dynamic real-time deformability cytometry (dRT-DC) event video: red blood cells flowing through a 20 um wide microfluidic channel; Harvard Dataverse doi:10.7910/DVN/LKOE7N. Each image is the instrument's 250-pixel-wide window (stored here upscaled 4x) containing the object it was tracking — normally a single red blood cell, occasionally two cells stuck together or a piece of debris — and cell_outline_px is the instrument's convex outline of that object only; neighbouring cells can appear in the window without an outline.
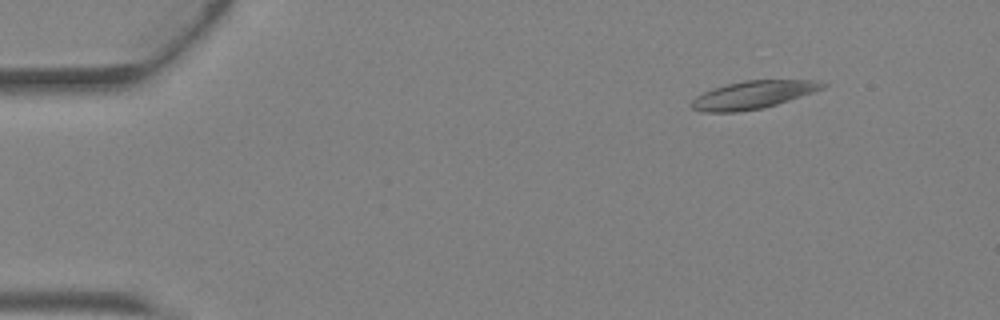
{"species": "Egyptian fruit bat (a non-hibernating species)", "species_latin": "Rousettus aegyptiacus", "temperature_condition": "warm", "stored_images_in_passage": 23, "camera_frame_rate_fps": 3000, "um_per_image_px": 0.085, "animal": {"sex": "female"}, "frame": {"image": 1, "passage_image": 1, "time_ms": 0.0, "image_size_px": [1000, 320], "cell_outline_px": [[828, 84], [824, 88], [764, 108], [736, 112], [700, 112], [692, 108], [688, 104], [696, 96], [712, 88], [744, 80], [812, 80]], "centroid_in_image_um": [63.94, 8.07], "position_along_channel_um": 21.1, "area_um2": 21.15}}
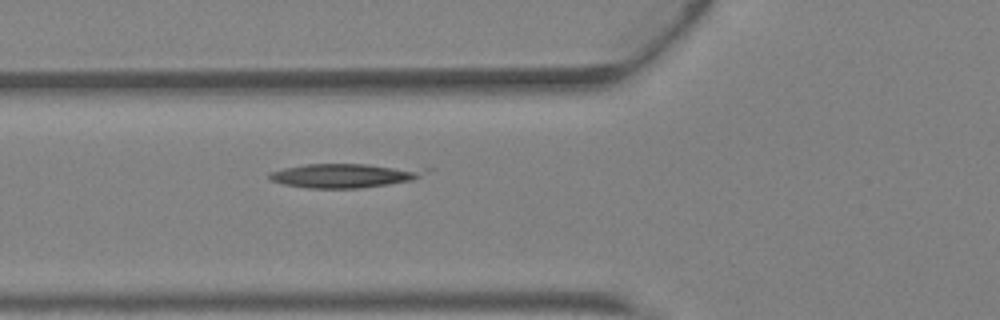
{"frame": {"image": 2, "passage_image": 12, "time_ms": 3.667, "image_size_px": [1000, 320], "cell_outline_px": [[432, 168], [420, 176], [412, 180], [388, 184], [360, 188], [308, 188], [284, 184], [268, 180], [268, 172], [284, 168], [308, 164], [368, 164]], "centroid_in_image_um": [29.28, 14.91], "position_along_channel_um": 96.5, "area_um2": 22.02}}
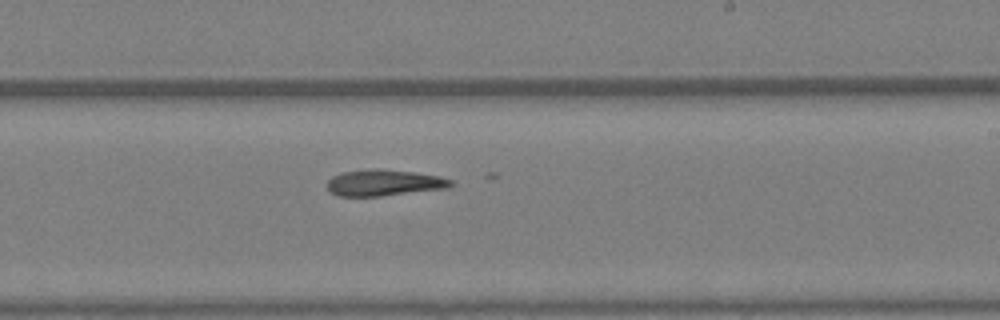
{"frame": {"image": 3, "passage_image": 22, "time_ms": 7.0, "image_size_px": [1000, 320], "cell_outline_px": [[452, 184], [448, 188], [380, 196], [336, 196], [328, 188], [328, 180], [332, 176], [344, 172], [372, 168], [376, 168], [412, 172], [440, 176], [452, 180]], "centroid_in_image_um": [32.64, 15.53], "position_along_channel_um": 256.4, "area_um2": 18.79}}